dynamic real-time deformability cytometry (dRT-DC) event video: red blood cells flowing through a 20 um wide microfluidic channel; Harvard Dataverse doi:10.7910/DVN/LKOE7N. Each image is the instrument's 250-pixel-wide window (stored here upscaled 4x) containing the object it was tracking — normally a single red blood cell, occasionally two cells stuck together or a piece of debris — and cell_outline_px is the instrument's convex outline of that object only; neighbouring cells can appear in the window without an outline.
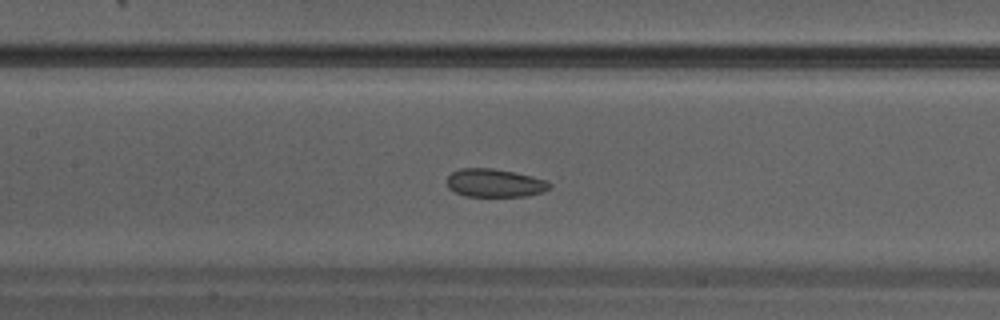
{"species": "Egyptian fruit bat (a non-hibernating species)", "species_latin": "Rousettus aegyptiacus", "temperature_condition": "warm", "stored_images_in_passage": 35, "camera_frame_rate_fps": 3000, "um_per_image_px": 0.085, "animal": {"sex": "male"}, "frame": {"image": 1, "passage_image": 16, "time_ms": 5.0, "image_size_px": [1000, 320], "cell_outline_px": [[552, 184], [548, 188], [540, 192], [528, 196], [464, 196], [448, 188], [448, 176], [452, 172], [460, 168], [492, 168], [532, 176], [548, 180]], "centroid_in_image_um": [42.05, 15.55], "position_along_channel_um": 165.4, "area_um2": 16.76}}
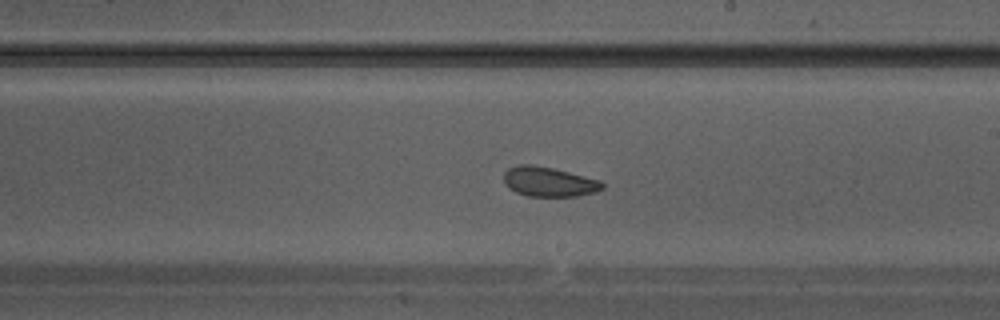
{"frame": {"image": 2, "passage_image": 20, "time_ms": 6.333, "image_size_px": [1000, 320], "cell_outline_px": [[604, 188], [596, 192], [580, 196], [528, 196], [516, 192], [508, 188], [504, 184], [504, 172], [508, 168], [520, 164], [532, 164], [552, 168], [600, 180], [604, 184]], "centroid_in_image_um": [46.64, 15.45], "position_along_channel_um": 242.4, "area_um2": 17.11}}